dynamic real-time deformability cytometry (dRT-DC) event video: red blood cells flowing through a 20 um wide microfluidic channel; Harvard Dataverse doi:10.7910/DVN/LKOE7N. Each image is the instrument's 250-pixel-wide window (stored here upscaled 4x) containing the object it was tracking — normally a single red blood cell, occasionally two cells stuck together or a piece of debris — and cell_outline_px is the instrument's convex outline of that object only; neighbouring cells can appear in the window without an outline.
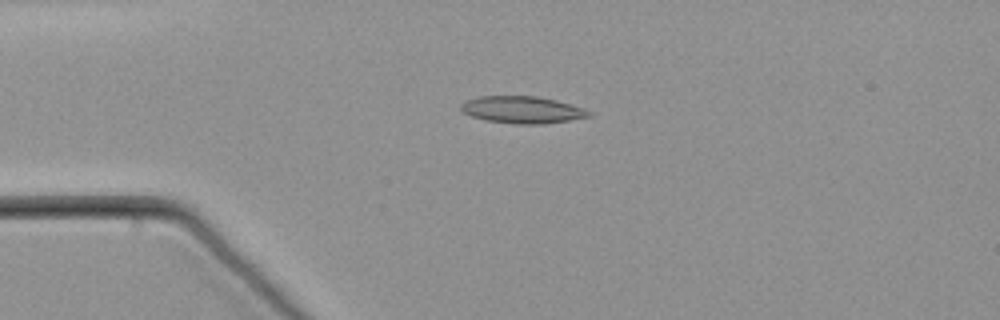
{"species": "common noctule bat (a hibernating species)", "species_latin": "Nyctalus noctula", "temperature_condition": "warm", "stored_images_in_passage": 46, "camera_frame_rate_fps": 3000, "um_per_image_px": 0.085, "animal": {"sex": "male", "body_mass_g": 21.5, "forearm_length_mm": 52.0}, "frame": {"image": 1, "passage_image": 1, "time_ms": 0.0, "image_size_px": [1000, 320], "cell_outline_px": [[592, 116], [544, 124], [516, 124], [484, 120], [472, 116], [464, 112], [460, 108], [460, 104], [464, 100], [480, 96], [536, 96], [556, 100], [584, 108], [592, 112]], "centroid_in_image_um": [44.38, 9.33], "position_along_channel_um": 40.6, "area_um2": 20.23}}
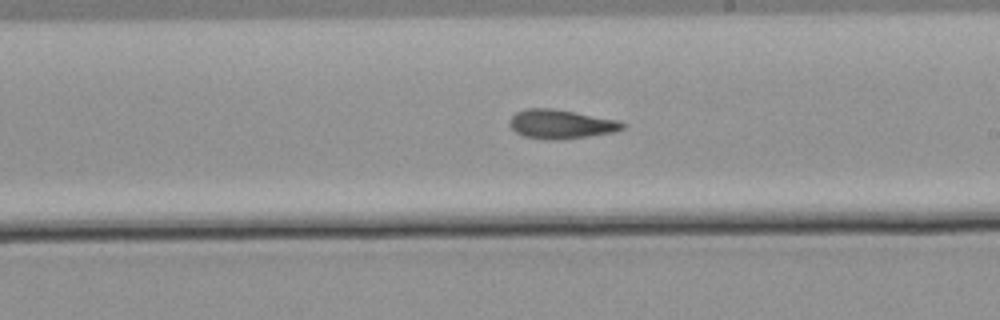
{"frame": {"image": 2, "passage_image": 21, "time_ms": 6.667, "image_size_px": [1000, 320], "cell_outline_px": [[624, 128], [612, 132], [588, 136], [556, 140], [548, 140], [524, 136], [516, 132], [508, 124], [508, 120], [516, 112], [528, 108], [552, 108], [620, 120], [624, 124]], "centroid_in_image_um": [47.65, 10.54], "position_along_channel_um": 241.4, "area_um2": 19.07}}
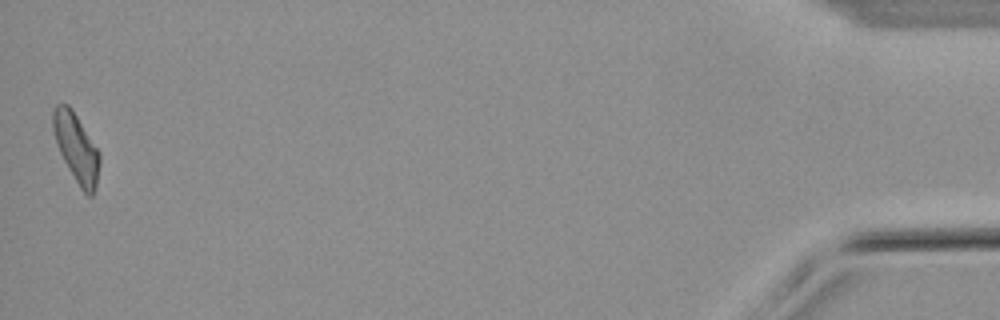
{"frame": {"image": 3, "passage_image": 46, "time_ms": 15.0, "image_size_px": [1000, 320], "cell_outline_px": [[100, 164], [96, 184], [92, 196], [88, 196], [80, 188], [68, 168], [56, 144], [52, 128], [52, 112], [56, 104], [68, 104], [72, 108], [100, 152]], "centroid_in_image_um": [6.48, 12.54], "position_along_channel_um": 428.7, "area_um2": 18.67}}